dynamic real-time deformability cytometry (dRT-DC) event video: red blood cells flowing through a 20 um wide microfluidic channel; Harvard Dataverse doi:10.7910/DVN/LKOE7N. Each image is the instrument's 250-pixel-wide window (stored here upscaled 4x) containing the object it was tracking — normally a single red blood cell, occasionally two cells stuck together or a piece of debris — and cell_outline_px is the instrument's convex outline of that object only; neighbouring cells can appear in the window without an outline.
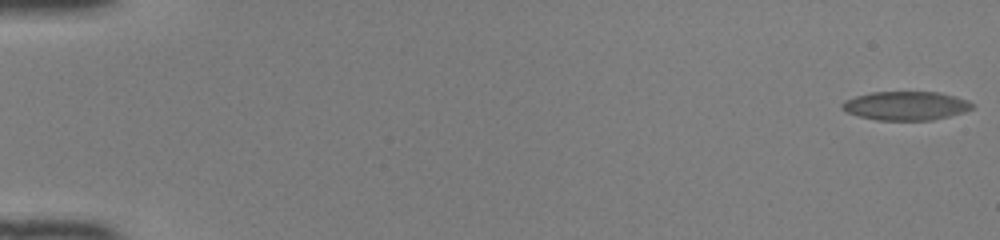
{"species": "common noctule bat (a hibernating species)", "species_latin": "Nyctalus noctula", "temperature_condition": "room temperature", "stored_images_in_passage": 15, "camera_frame_rate_fps": 3000, "um_per_image_px": 0.085, "animal": {"sex": "female", "body_mass_g": 22.0, "forearm_length_mm": 56.7}, "frame": {"image": 1, "passage_image": 1, "time_ms": 0.0, "image_size_px": [1000, 240], "cell_outline_px": [[972, 108], [948, 116], [932, 120], [880, 120], [860, 116], [848, 112], [840, 108], [848, 100], [856, 96], [876, 92], [936, 92], [952, 96], [964, 100], [972, 104]], "centroid_in_image_um": [76.97, 8.99], "position_along_channel_um": 8.0, "area_um2": 21.04}}